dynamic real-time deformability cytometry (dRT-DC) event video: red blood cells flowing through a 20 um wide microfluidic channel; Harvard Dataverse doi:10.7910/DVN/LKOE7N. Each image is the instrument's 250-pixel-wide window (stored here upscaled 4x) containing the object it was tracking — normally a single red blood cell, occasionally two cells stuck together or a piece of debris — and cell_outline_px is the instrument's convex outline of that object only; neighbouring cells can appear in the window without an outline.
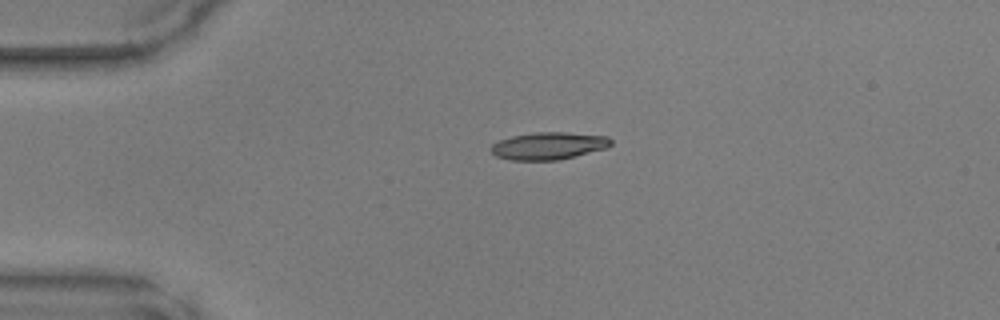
{"species": "common noctule bat (a hibernating species)", "species_latin": "Nyctalus noctula", "temperature_condition": "warm", "stored_images_in_passage": 38, "camera_frame_rate_fps": 3000, "um_per_image_px": 0.085, "animal": {"sex": "male", "body_mass_g": 17.9, "forearm_length_mm": 54.2}, "frame": {"image": 1, "passage_image": 1, "time_ms": 0.0, "image_size_px": [1000, 320], "cell_outline_px": [[612, 144], [608, 148], [560, 160], [508, 160], [496, 156], [488, 148], [492, 144], [500, 140], [512, 136], [532, 132], [564, 132], [608, 136], [612, 140]], "centroid_in_image_um": [46.64, 12.4], "position_along_channel_um": 38.4, "area_um2": 19.36}}
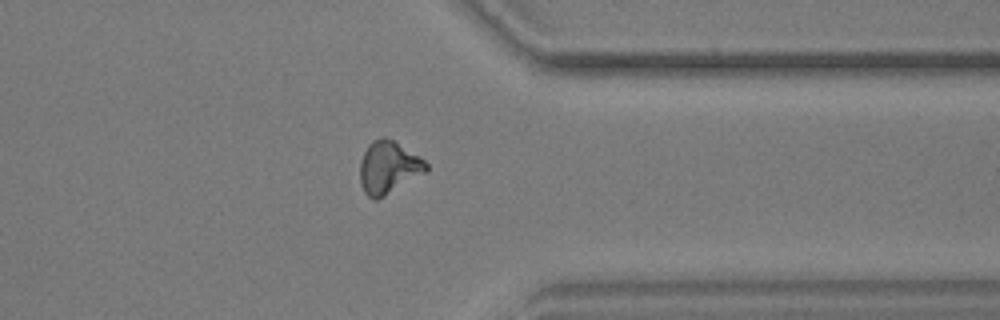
{"frame": {"image": 2, "passage_image": 28, "time_ms": 9.0, "image_size_px": [1000, 320], "cell_outline_px": [[428, 172], [384, 196], [376, 200], [372, 200], [364, 192], [360, 184], [360, 160], [368, 144], [372, 140], [380, 136], [384, 136], [392, 140], [420, 156], [428, 164]], "centroid_in_image_um": [33.02, 14.23], "position_along_channel_um": 378.4, "area_um2": 20.52}}
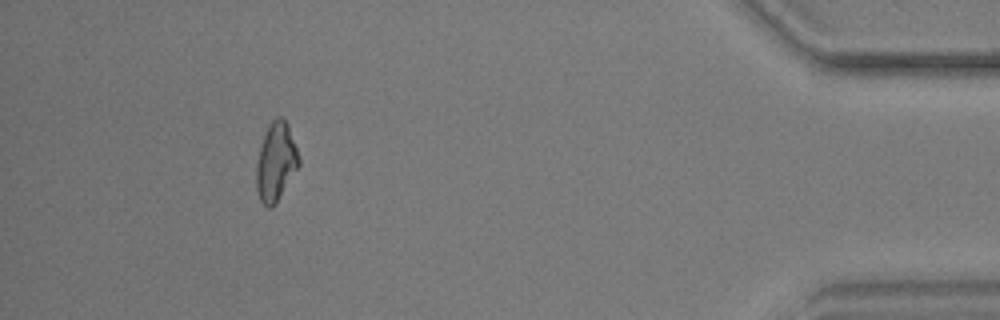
{"frame": {"image": 3, "passage_image": 34, "time_ms": 11.0, "image_size_px": [1000, 320], "cell_outline_px": [[300, 164], [276, 204], [272, 208], [268, 208], [260, 200], [256, 188], [256, 164], [260, 148], [264, 136], [272, 120], [276, 116], [280, 116], [288, 124], [300, 160]], "centroid_in_image_um": [23.45, 13.8], "position_along_channel_um": 411.8, "area_um2": 19.25}}